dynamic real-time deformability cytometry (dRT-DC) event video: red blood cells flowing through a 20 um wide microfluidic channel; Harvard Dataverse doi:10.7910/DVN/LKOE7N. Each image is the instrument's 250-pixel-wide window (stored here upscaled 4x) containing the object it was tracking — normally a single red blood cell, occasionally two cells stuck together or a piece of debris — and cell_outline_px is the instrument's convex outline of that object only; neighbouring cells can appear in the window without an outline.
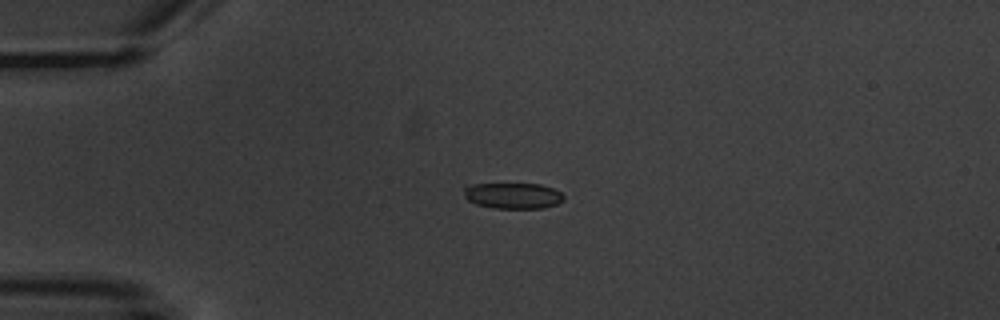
{"species": "common noctule bat (a hibernating species)", "species_latin": "Nyctalus noctula", "temperature_condition": "warm", "stored_images_in_passage": 4, "camera_frame_rate_fps": 3000, "um_per_image_px": 0.085, "animal": {"sex": "male", "body_mass_g": 20.1, "forearm_length_mm": 53.5}, "frame": {"image": 1, "passage_image": 2, "time_ms": 1.667, "image_size_px": [1000, 320], "cell_outline_px": [[564, 200], [556, 204], [544, 208], [492, 208], [476, 204], [468, 200], [464, 196], [464, 184], [540, 184], [552, 188], [560, 192], [564, 196]], "centroid_in_image_um": [43.57, 16.63], "position_along_channel_um": 41.4, "area_um2": 15.14}}